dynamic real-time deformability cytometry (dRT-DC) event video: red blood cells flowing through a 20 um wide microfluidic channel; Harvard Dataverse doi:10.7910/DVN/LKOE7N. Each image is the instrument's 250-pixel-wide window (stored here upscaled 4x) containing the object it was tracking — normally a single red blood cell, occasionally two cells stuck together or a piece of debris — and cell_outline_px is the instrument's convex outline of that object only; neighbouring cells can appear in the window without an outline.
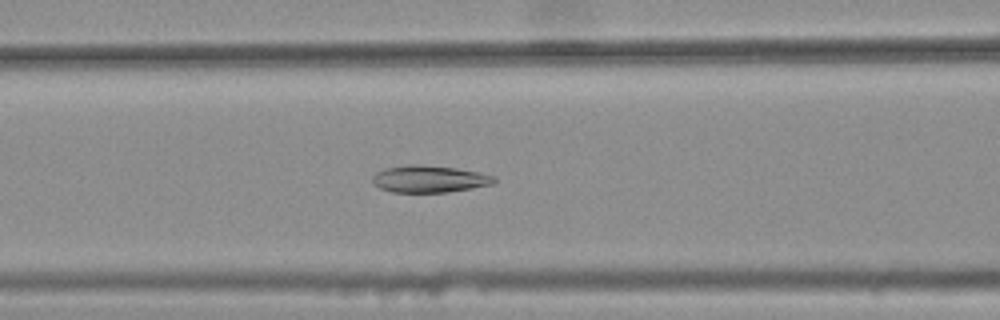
{"species": "common noctule bat (a hibernating species)", "species_latin": "Nyctalus noctula", "temperature_condition": "warm", "stored_images_in_passage": 33, "camera_frame_rate_fps": 3000, "um_per_image_px": 0.085, "animal": {"sex": "female", "body_mass_g": 25.1}, "frame": {"image": 1, "passage_image": 13, "time_ms": 4.0, "image_size_px": [1000, 320], "cell_outline_px": [[496, 180], [492, 184], [448, 192], [392, 192], [380, 188], [372, 184], [372, 176], [376, 172], [384, 168], [408, 164], [412, 164], [456, 168], [496, 176]], "centroid_in_image_um": [36.43, 15.21], "position_along_channel_um": 130.2, "area_um2": 19.07}}
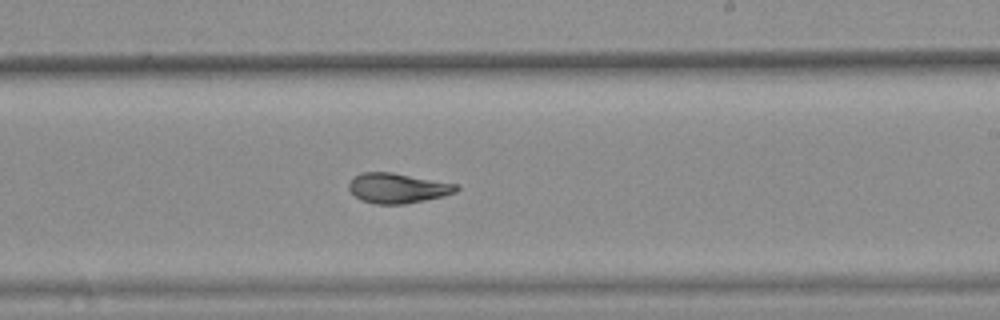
{"frame": {"image": 2, "passage_image": 23, "time_ms": 7.333, "image_size_px": [1000, 320], "cell_outline_px": [[460, 188], [456, 192], [444, 196], [404, 204], [376, 204], [360, 200], [348, 188], [348, 184], [356, 176], [364, 172], [392, 172], [456, 184]], "centroid_in_image_um": [33.81, 15.99], "position_along_channel_um": 255.2, "area_um2": 18.61}}
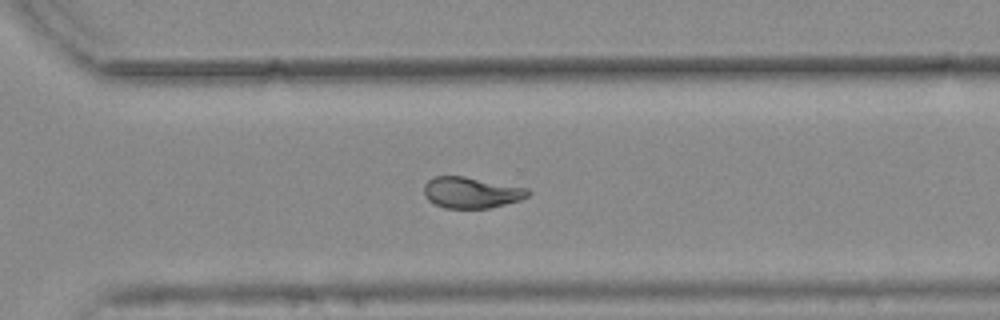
{"frame": {"image": 3, "passage_image": 29, "time_ms": 9.333, "image_size_px": [1000, 320], "cell_outline_px": [[528, 196], [520, 200], [488, 208], [444, 208], [428, 200], [424, 196], [424, 184], [428, 180], [436, 176], [464, 176], [528, 188]], "centroid_in_image_um": [40.03, 16.36], "position_along_channel_um": 330.6, "area_um2": 18.73}, "authors_computed_cell_mechanics": {"area_um2": 18.9006, "velocity_mm_per_s": 3.7619, "shape_relaxation_time_tau1_ms": null, "shape_relaxation_time_tau2_ms": 2.3492, "deformation_change_tau1": null, "deformation_change_tau2": 0.0492}}